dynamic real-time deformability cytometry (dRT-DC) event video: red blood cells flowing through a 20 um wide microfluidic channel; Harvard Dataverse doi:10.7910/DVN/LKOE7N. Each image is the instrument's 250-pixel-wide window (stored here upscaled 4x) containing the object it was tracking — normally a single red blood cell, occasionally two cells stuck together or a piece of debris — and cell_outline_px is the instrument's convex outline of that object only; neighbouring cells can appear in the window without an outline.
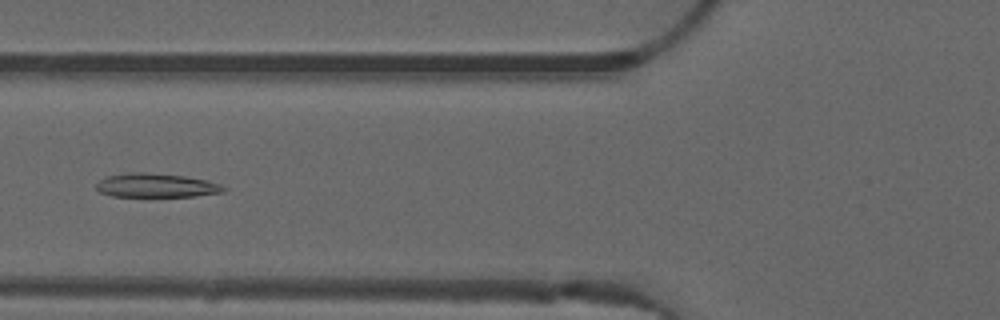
{"species": "common noctule bat (a hibernating species)", "species_latin": "Nyctalus noctula", "temperature_condition": "warm", "stored_images_in_passage": 52, "camera_frame_rate_fps": 3000, "um_per_image_px": 0.085, "animal": {"sex": "male", "forearm_length_mm": 52.5}, "frame": {"image": 1, "passage_image": 20, "time_ms": 6.333, "image_size_px": [1000, 320], "cell_outline_px": [[228, 188], [224, 192], [196, 196], [112, 196], [100, 192], [96, 188], [96, 184], [100, 180], [108, 176], [128, 172], [144, 172], [184, 176], [208, 180], [220, 184]], "centroid_in_image_um": [13.31, 15.76], "position_along_channel_um": 112.5, "area_um2": 17.74}}
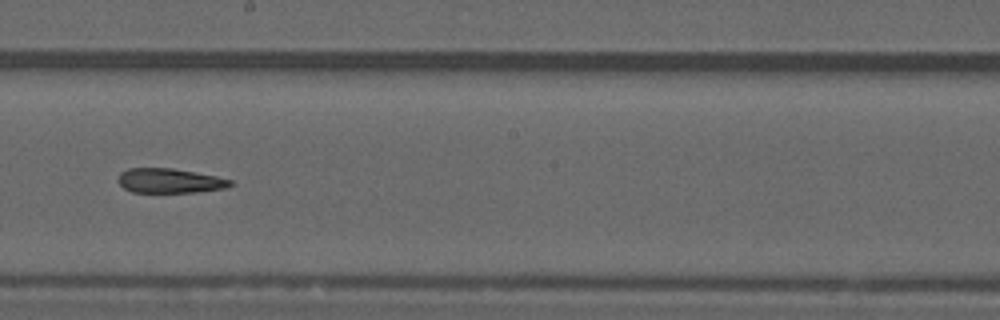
{"frame": {"image": 2, "passage_image": 29, "time_ms": 9.333, "image_size_px": [1000, 320], "cell_outline_px": [[232, 184], [228, 188], [196, 192], [132, 192], [124, 188], [116, 180], [120, 172], [128, 168], [172, 168], [196, 172], [216, 176], [232, 180]], "centroid_in_image_um": [14.41, 15.36], "position_along_channel_um": 233.8, "area_um2": 16.18}}
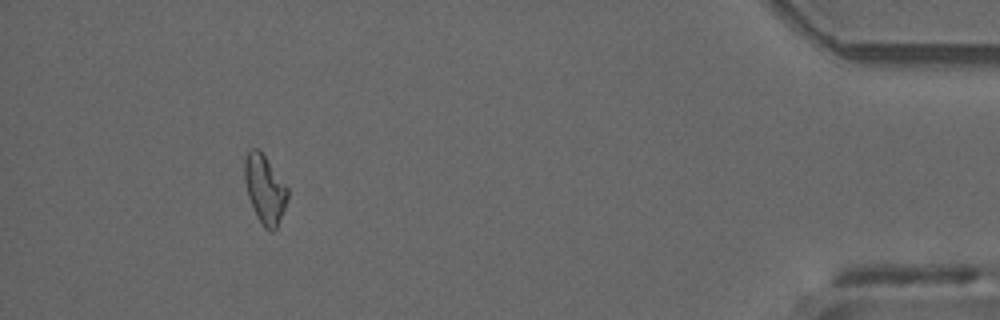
{"frame": {"image": 3, "passage_image": 47, "time_ms": 15.333, "image_size_px": [1000, 320], "cell_outline_px": [[288, 200], [276, 228], [272, 232], [264, 228], [256, 216], [248, 196], [244, 180], [244, 160], [248, 152], [252, 148], [256, 148], [264, 156], [288, 188]], "centroid_in_image_um": [22.5, 16.12], "position_along_channel_um": 412.7, "area_um2": 16.94}, "authors_computed_cell_mechanics": {"area_um2": 17.3978, "velocity_mm_per_s": 4.042, "shape_relaxation_time_tau1_ms": null, "shape_relaxation_time_tau2_ms": 9.8323, "deformation_change_tau1": null, "deformation_change_tau2": 0.2316}}